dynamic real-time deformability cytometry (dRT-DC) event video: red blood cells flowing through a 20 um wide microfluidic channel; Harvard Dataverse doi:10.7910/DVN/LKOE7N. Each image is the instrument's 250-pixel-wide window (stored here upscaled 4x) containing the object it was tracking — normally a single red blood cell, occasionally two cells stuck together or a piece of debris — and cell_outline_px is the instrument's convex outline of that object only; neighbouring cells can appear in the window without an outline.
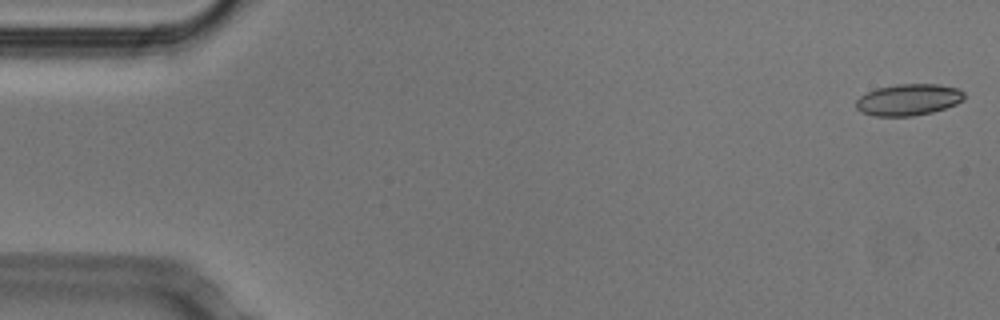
{"species": "Egyptian fruit bat (a non-hibernating species)", "species_latin": "Rousettus aegyptiacus", "temperature_condition": "cold", "stored_images_in_passage": 12, "camera_frame_rate_fps": 3000, "um_per_image_px": 0.085, "animal": {"sex": "male"}, "frame": {"image": 1, "passage_image": 1, "time_ms": 0.0, "image_size_px": [1000, 320], "cell_outline_px": [[964, 100], [956, 104], [932, 112], [912, 116], [876, 116], [860, 112], [856, 108], [856, 100], [860, 96], [876, 88], [896, 84], [936, 84], [956, 88], [964, 92]], "centroid_in_image_um": [77.2, 8.47], "position_along_channel_um": 7.8, "area_um2": 19.83}}